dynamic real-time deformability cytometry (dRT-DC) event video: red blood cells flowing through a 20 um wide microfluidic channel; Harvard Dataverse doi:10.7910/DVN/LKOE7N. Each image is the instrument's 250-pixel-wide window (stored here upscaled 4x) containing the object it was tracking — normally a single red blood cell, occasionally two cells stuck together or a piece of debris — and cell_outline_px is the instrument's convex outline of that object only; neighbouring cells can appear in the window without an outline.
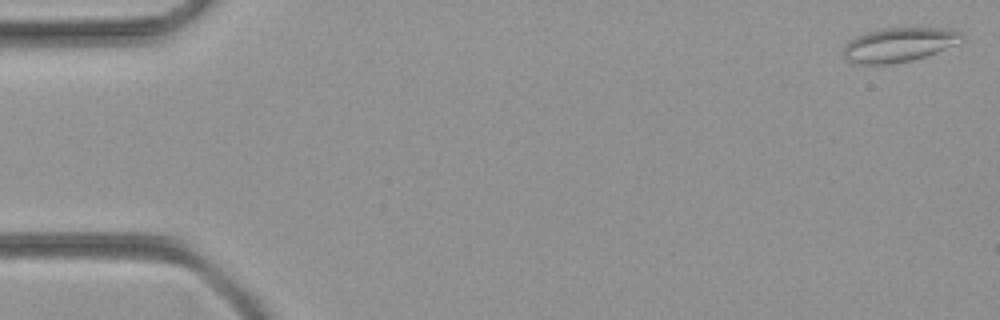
{"species": "common noctule bat (a hibernating species)", "species_latin": "Nyctalus noctula", "temperature_condition": "room temperature", "stored_images_in_passage": 51, "camera_frame_rate_fps": 3000, "um_per_image_px": 0.085, "animal": {"sex": "female", "body_mass_g": 21.9}, "frame": {"image": 1, "passage_image": 1, "time_ms": 0.0, "image_size_px": [1000, 320], "cell_outline_px": [[964, 40], [960, 44], [912, 60], [888, 64], [852, 64], [844, 60], [844, 48], [848, 40], [856, 36], [880, 28], [944, 28], [960, 32], [964, 36]], "centroid_in_image_um": [76.4, 3.81], "position_along_channel_um": 8.6, "area_um2": 23.81}}
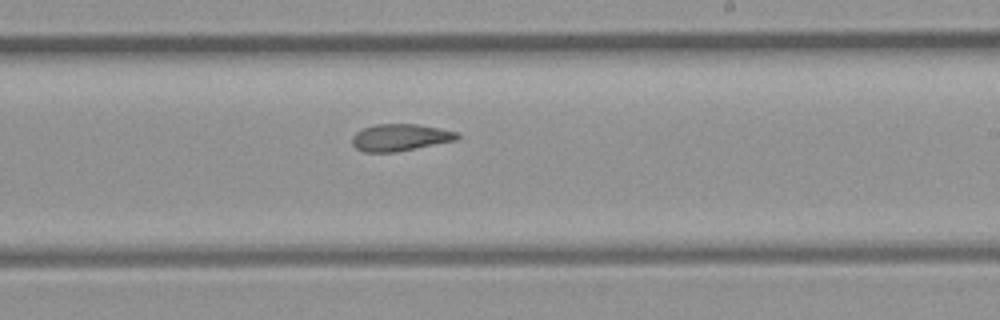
{"frame": {"image": 2, "passage_image": 30, "time_ms": 9.667, "image_size_px": [1000, 320], "cell_outline_px": [[460, 136], [456, 140], [396, 152], [364, 152], [356, 148], [352, 144], [352, 136], [356, 132], [364, 128], [376, 124], [420, 124], [460, 132]], "centroid_in_image_um": [34.03, 11.68], "position_along_channel_um": 255.0, "area_um2": 16.59}}
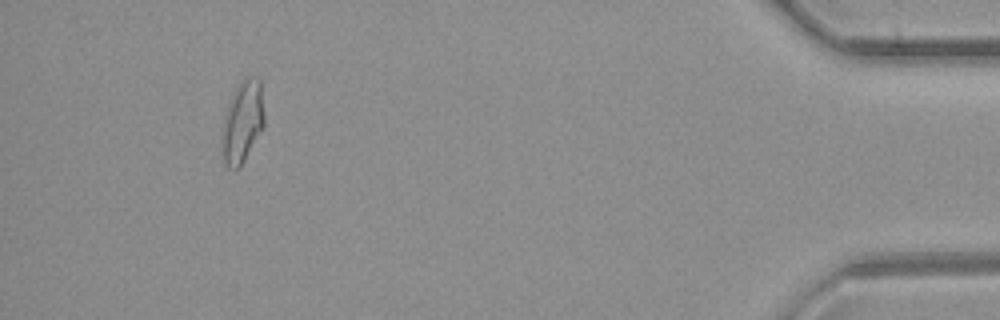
{"frame": {"image": 3, "passage_image": 47, "time_ms": 15.333, "image_size_px": [1000, 320], "cell_outline_px": [[264, 124], [240, 168], [228, 168], [224, 164], [220, 136], [224, 116], [228, 104], [240, 80], [244, 76], [256, 76], [260, 80], [264, 112]], "centroid_in_image_um": [20.58, 10.34], "position_along_channel_um": 414.6, "area_um2": 20.35}}